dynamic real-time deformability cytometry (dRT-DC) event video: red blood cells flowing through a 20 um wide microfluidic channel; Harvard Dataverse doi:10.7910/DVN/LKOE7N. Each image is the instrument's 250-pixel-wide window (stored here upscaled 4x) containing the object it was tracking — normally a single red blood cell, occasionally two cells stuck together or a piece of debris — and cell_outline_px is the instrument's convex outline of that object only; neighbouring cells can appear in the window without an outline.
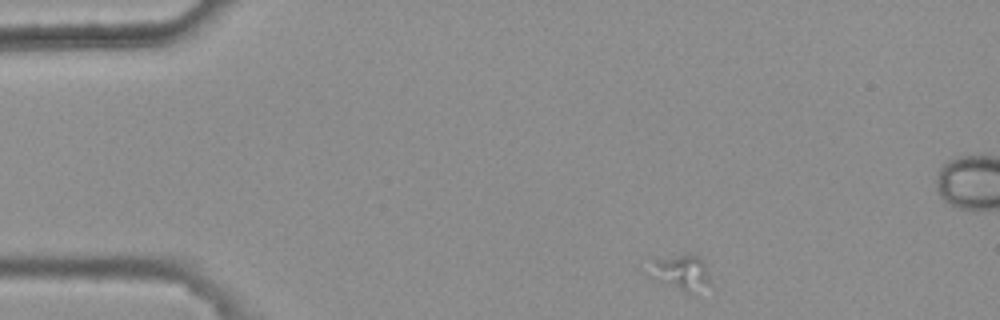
{"species": "common noctule bat (a hibernating species)", "species_latin": "Nyctalus noctula", "temperature_condition": "warm", "stored_images_in_passage": 4, "camera_frame_rate_fps": 3000, "um_per_image_px": 0.085, "animal": {"sex": "female", "body_mass_g": 25.1}, "frame": {"image": 1, "passage_image": 1, "time_ms": 0.0, "image_size_px": [1000, 320], "cell_outline_px": [[708, 284], [688, 292], [684, 292], [656, 280], [648, 276], [640, 268], [652, 256], [684, 252], [692, 252], [704, 260], [708, 276]], "centroid_in_image_um": [57.63, 23.0], "position_along_channel_um": 27.4, "area_um2": 13.76}}